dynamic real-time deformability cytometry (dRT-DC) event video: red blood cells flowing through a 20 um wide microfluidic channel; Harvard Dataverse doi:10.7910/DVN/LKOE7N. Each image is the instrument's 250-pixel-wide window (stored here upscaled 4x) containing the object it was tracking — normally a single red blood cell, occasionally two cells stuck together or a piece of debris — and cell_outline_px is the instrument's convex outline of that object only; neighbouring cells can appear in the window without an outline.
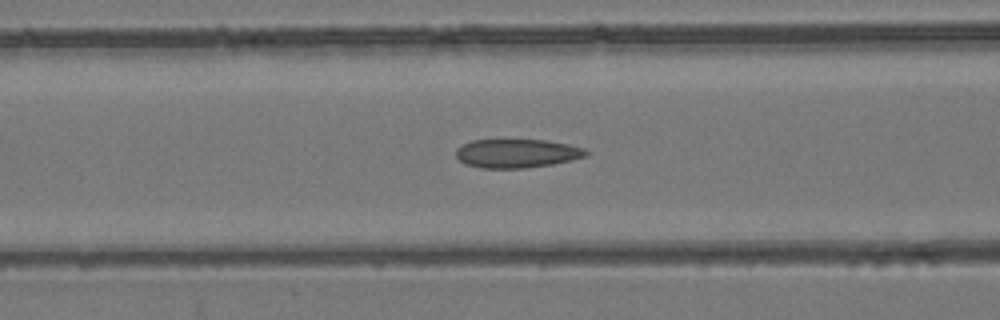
{"species": "common noctule bat (a hibernating species)", "species_latin": "Nyctalus noctula", "temperature_condition": "room temperature", "stored_images_in_passage": 54, "camera_frame_rate_fps": 3000, "um_per_image_px": 0.085, "animal": {"sex": "female", "body_mass_g": 24.6, "forearm_length_mm": 56.2}, "frame": {"image": 1, "passage_image": 22, "time_ms": 7.0, "image_size_px": [1000, 320], "cell_outline_px": [[588, 152], [584, 156], [572, 160], [552, 164], [524, 168], [480, 168], [464, 164], [456, 156], [456, 148], [472, 140], [544, 140], [568, 144], [584, 148]], "centroid_in_image_um": [43.9, 13.04], "position_along_channel_um": 122.7, "area_um2": 21.68}}
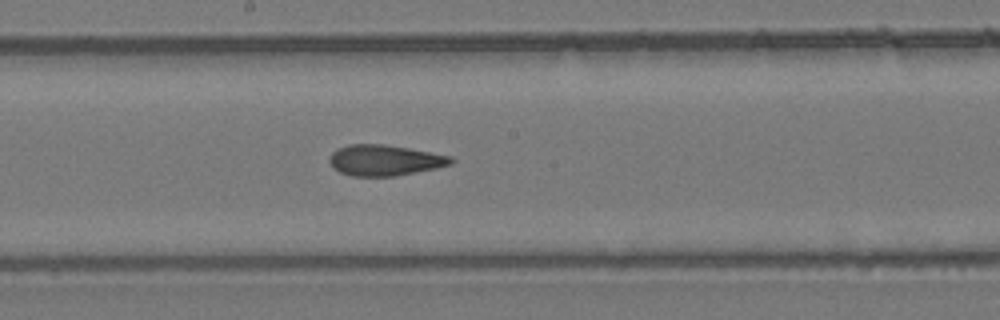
{"frame": {"image": 2, "passage_image": 29, "time_ms": 9.333, "image_size_px": [1000, 320], "cell_outline_px": [[456, 160], [452, 164], [436, 168], [392, 176], [352, 176], [340, 172], [332, 168], [328, 160], [332, 152], [348, 144], [384, 144], [408, 148], [452, 156]], "centroid_in_image_um": [32.69, 13.62], "position_along_channel_um": 215.5, "area_um2": 21.79}}
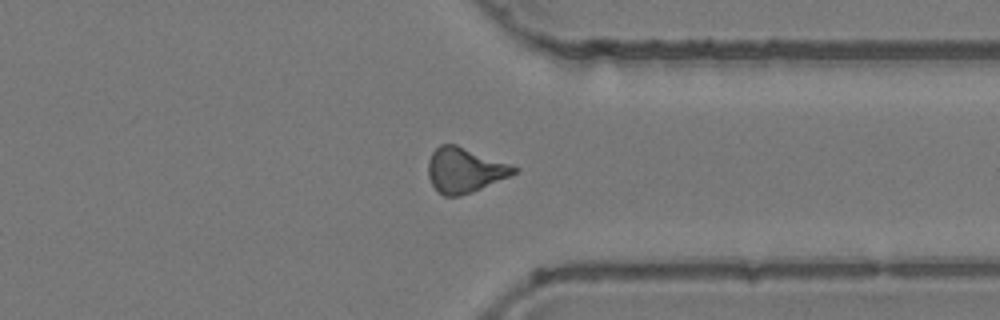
{"frame": {"image": 3, "passage_image": 41, "time_ms": 13.333, "image_size_px": [1000, 320], "cell_outline_px": [[520, 168], [516, 172], [508, 176], [472, 192], [460, 196], [444, 196], [432, 184], [428, 176], [428, 160], [432, 152], [440, 144], [456, 144]], "centroid_in_image_um": [39.46, 14.45], "position_along_channel_um": 371.9, "area_um2": 22.14}, "authors_computed_cell_mechanics": {"area_um2": 22.1085, "velocity_mm_per_s": 3.9676, "shape_relaxation_time_tau1_ms": null, "shape_relaxation_time_tau2_ms": 2.4483, "deformation_change_tau1": null, "deformation_change_tau2": 0.1033}}